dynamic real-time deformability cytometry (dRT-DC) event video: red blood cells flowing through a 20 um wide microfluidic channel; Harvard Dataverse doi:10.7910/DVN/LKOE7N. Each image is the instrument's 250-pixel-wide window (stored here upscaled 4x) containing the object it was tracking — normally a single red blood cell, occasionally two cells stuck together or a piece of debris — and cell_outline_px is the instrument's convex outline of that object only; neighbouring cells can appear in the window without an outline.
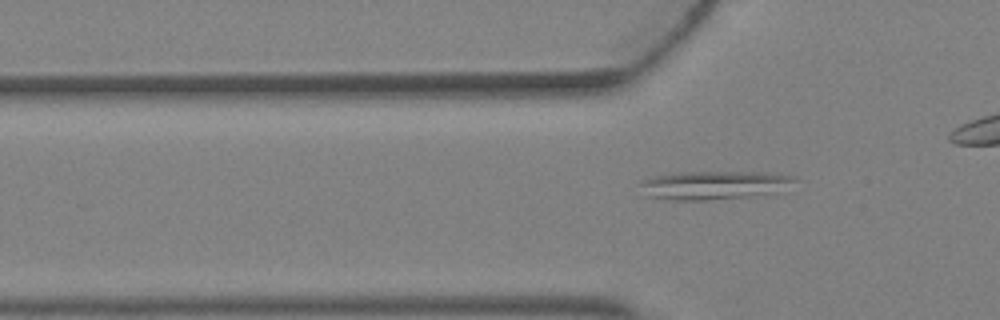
{"species": "Egyptian fruit bat (a non-hibernating species)", "species_latin": "Rousettus aegyptiacus", "temperature_condition": "warm", "stored_images_in_passage": 5, "camera_frame_rate_fps": 3000, "um_per_image_px": 0.085, "animal": {"sex": "female"}, "frame": {"image": 1, "passage_image": 5, "time_ms": 1.333, "image_size_px": [1000, 320], "cell_outline_px": [[800, 180], [776, 192], [756, 196], [704, 200], [676, 200], [648, 196], [636, 184], [652, 176], [680, 172], [764, 172], [792, 176]], "centroid_in_image_um": [60.7, 15.73], "position_along_channel_um": 65.1, "area_um2": 25.78}}